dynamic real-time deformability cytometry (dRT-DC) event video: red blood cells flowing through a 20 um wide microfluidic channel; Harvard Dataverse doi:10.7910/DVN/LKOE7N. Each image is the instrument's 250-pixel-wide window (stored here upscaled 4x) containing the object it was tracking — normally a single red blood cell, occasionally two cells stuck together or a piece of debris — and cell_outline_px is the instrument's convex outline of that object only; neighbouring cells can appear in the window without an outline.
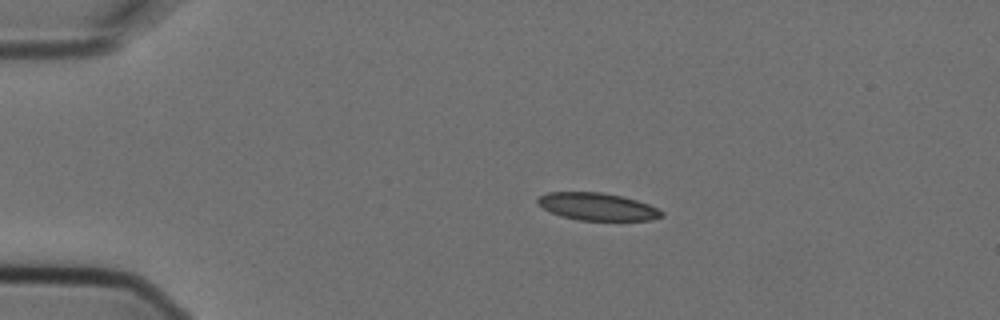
{"species": "Egyptian fruit bat (a non-hibernating species)", "species_latin": "Rousettus aegyptiacus", "temperature_condition": "cold", "stored_images_in_passage": 8, "camera_frame_rate_fps": 3000, "um_per_image_px": 0.085, "animal": {"sex": "female"}, "frame": {"image": 1, "passage_image": 2, "time_ms": 0.333, "image_size_px": [1000, 320], "cell_outline_px": [[664, 216], [652, 220], [576, 220], [560, 216], [536, 204], [536, 200], [540, 196], [548, 192], [600, 192], [624, 196], [648, 204], [664, 212]], "centroid_in_image_um": [50.77, 17.56], "position_along_channel_um": 34.2, "area_um2": 19.88}}
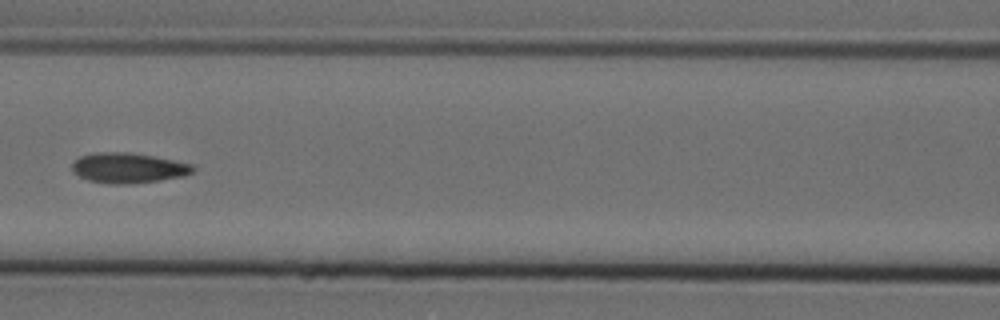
{"frame": {"image": 2, "passage_image": 6, "time_ms": 1.667, "image_size_px": [1000, 320], "cell_outline_px": [[196, 168], [192, 172], [184, 176], [160, 180], [128, 184], [108, 184], [88, 180], [72, 172], [72, 164], [80, 156], [96, 152], [128, 152], [152, 156], [192, 164]], "centroid_in_image_um": [10.88, 14.28], "position_along_channel_um": 155.7, "area_um2": 21.21}}
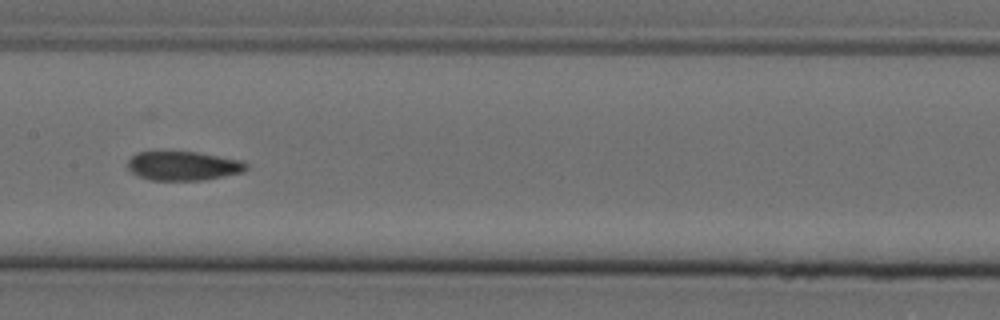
{"frame": {"image": 3, "passage_image": 7, "time_ms": 2.0, "image_size_px": [1000, 320], "cell_outline_px": [[248, 168], [244, 172], [204, 180], [148, 180], [132, 172], [128, 168], [128, 160], [136, 152], [196, 152], [244, 160], [248, 164]], "centroid_in_image_um": [15.62, 14.1], "position_along_channel_um": 191.8, "area_um2": 20.17}}